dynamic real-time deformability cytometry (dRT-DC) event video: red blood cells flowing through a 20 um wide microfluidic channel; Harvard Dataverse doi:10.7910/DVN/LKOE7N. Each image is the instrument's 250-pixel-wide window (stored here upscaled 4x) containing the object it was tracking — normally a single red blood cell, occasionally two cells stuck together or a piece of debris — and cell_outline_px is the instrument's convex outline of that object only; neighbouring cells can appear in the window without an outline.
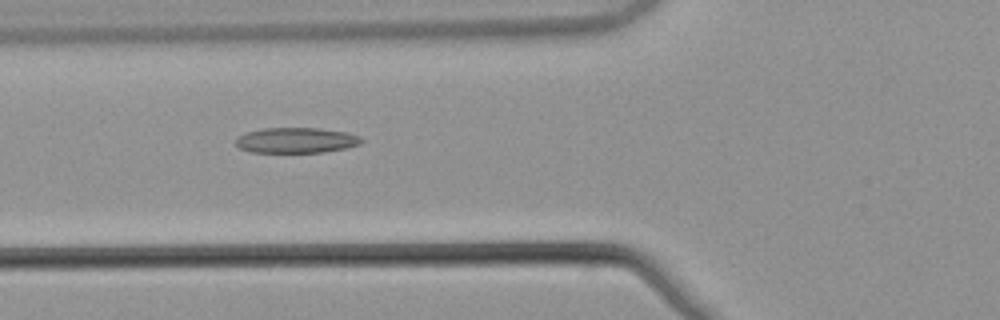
{"species": "common noctule bat (a hibernating species)", "species_latin": "Nyctalus noctula", "temperature_condition": "warm", "stored_images_in_passage": 7, "camera_frame_rate_fps": 3000, "um_per_image_px": 0.085, "animal": {"sex": "male", "body_mass_g": 21.5, "forearm_length_mm": 52.0}, "frame": {"image": 1, "passage_image": 6, "time_ms": 1.667, "image_size_px": [1000, 320], "cell_outline_px": [[364, 140], [360, 144], [344, 148], [324, 152], [252, 152], [240, 148], [236, 144], [236, 136], [248, 132], [264, 128], [320, 128], [348, 132], [360, 136]], "centroid_in_image_um": [25.2, 11.92], "position_along_channel_um": 100.6, "area_um2": 18.61}}
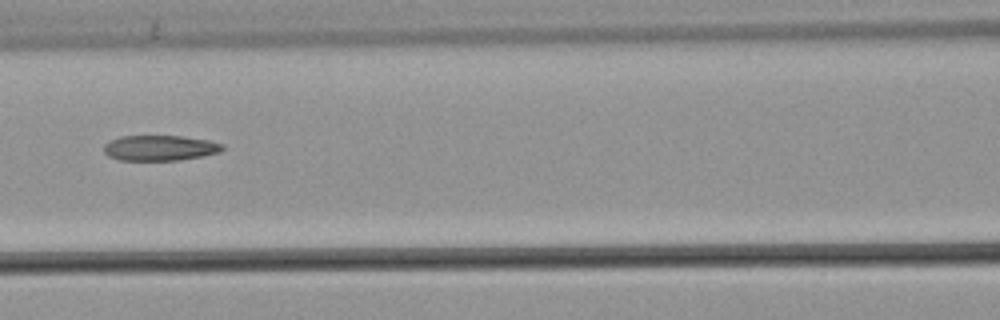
{"frame": {"image": 2, "passage_image": 7, "time_ms": 2.0, "image_size_px": [1000, 320], "cell_outline_px": [[224, 148], [220, 152], [200, 156], [176, 160], [120, 160], [108, 156], [104, 152], [104, 144], [120, 136], [184, 136], [208, 140], [224, 144]], "centroid_in_image_um": [13.59, 12.57], "position_along_channel_um": 153.0, "area_um2": 17.46}}